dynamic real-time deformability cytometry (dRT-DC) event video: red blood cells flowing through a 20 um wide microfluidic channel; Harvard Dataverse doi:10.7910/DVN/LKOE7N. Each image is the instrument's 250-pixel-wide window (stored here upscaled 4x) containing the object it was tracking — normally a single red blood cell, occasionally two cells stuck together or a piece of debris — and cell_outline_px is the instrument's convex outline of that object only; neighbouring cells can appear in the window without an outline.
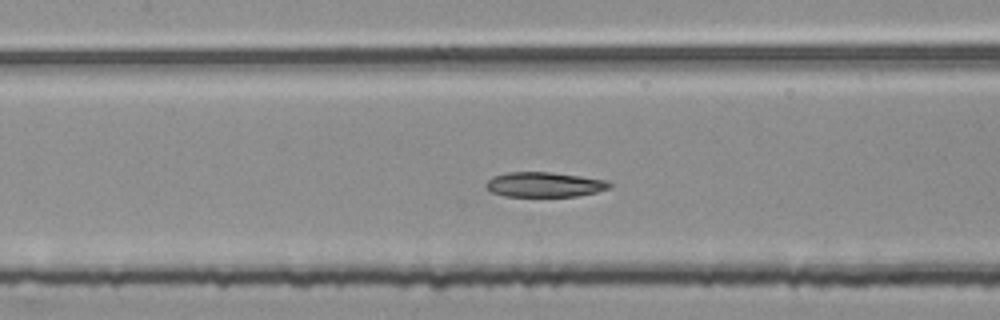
{"species": "common noctule bat (a hibernating species)", "species_latin": "Nyctalus noctula", "temperature_condition": "room temperature", "stored_images_in_passage": 43, "segment_of_instrument_passage": [2, 2], "camera_frame_rate_fps": 3000, "um_per_image_px": 0.085, "animal": {"sex": "female", "body_mass_g": 25.1}, "frame": {"image": 1, "passage_image": 16, "time_ms": 5.0, "image_size_px": [1000, 320], "cell_outline_px": [[612, 188], [596, 192], [576, 196], [504, 196], [492, 192], [484, 184], [492, 176], [508, 172], [552, 172], [580, 176], [604, 180], [612, 184]], "centroid_in_image_um": [46.27, 15.68], "position_along_channel_um": 161.1, "area_um2": 17.86}}
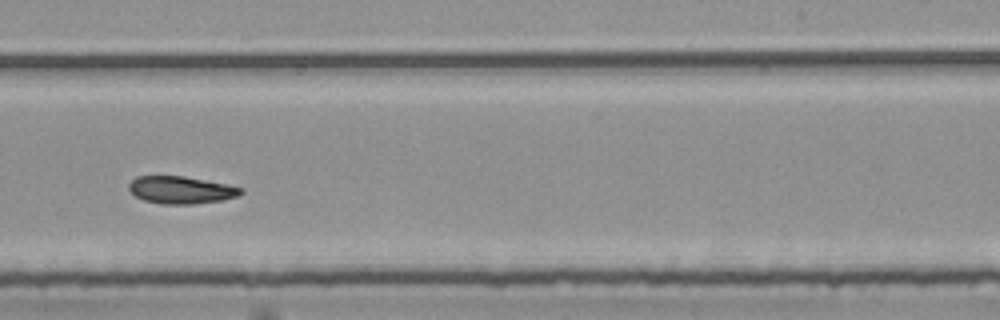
{"frame": {"image": 2, "passage_image": 25, "time_ms": 8.0, "image_size_px": [1000, 320], "cell_outline_px": [[244, 192], [236, 196], [224, 200], [192, 204], [164, 204], [144, 200], [136, 196], [128, 188], [128, 184], [136, 176], [184, 176], [228, 184], [244, 188]], "centroid_in_image_um": [15.41, 16.14], "position_along_channel_um": 273.6, "area_um2": 17.92}}
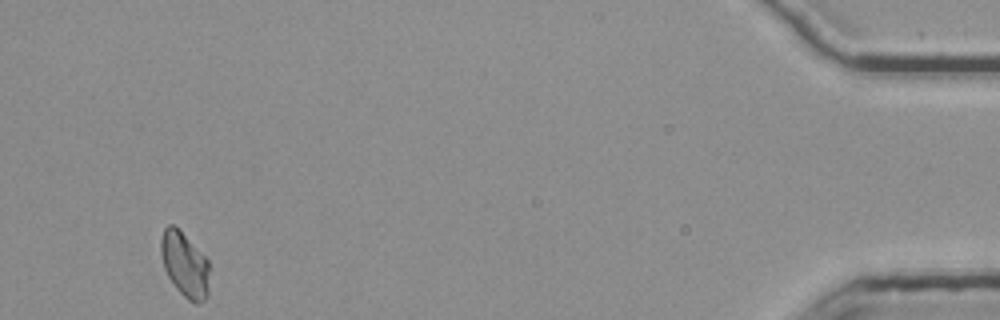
{"frame": {"image": 3, "passage_image": 43, "time_ms": 14.0, "image_size_px": [1000, 320], "cell_outline_px": [[208, 296], [200, 304], [196, 304], [188, 300], [176, 288], [168, 276], [164, 268], [160, 252], [160, 240], [164, 228], [168, 224], [172, 224], [208, 260]], "centroid_in_image_um": [15.68, 22.53], "position_along_channel_um": 419.5, "area_um2": 18.03}}